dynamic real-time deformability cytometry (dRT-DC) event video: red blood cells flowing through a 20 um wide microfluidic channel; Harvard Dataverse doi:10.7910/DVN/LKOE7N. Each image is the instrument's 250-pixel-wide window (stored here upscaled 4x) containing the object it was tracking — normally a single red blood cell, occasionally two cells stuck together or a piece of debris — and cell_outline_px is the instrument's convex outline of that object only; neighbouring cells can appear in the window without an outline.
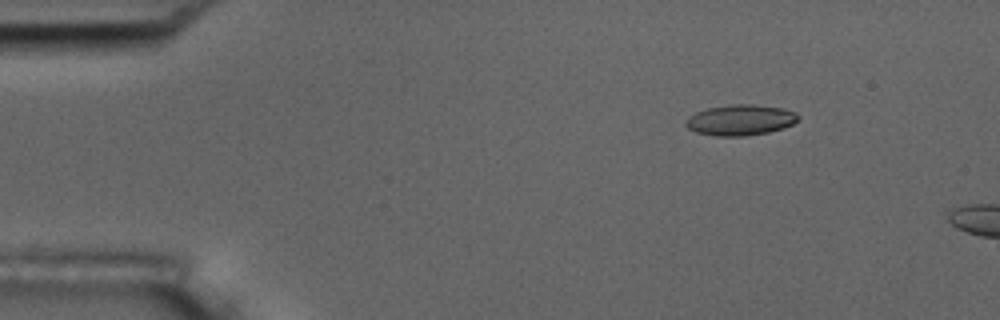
{"species": "common noctule bat (a hibernating species)", "species_latin": "Nyctalus noctula", "temperature_condition": "room temperature", "stored_images_in_passage": 4, "camera_frame_rate_fps": 3000, "um_per_image_px": 0.085, "animal": {"sex": "male", "body_mass_g": 17.5, "forearm_length_mm": 52.3}, "frame": {"image": 1, "passage_image": 1, "time_ms": 0.0, "image_size_px": [1000, 320], "cell_outline_px": [[800, 120], [784, 128], [768, 132], [748, 136], [716, 136], [696, 132], [688, 128], [684, 124], [684, 120], [688, 116], [696, 112], [708, 108], [728, 104], [752, 104], [784, 108], [796, 112], [800, 116]], "centroid_in_image_um": [62.94, 10.2], "position_along_channel_um": 22.1, "area_um2": 20.46}}